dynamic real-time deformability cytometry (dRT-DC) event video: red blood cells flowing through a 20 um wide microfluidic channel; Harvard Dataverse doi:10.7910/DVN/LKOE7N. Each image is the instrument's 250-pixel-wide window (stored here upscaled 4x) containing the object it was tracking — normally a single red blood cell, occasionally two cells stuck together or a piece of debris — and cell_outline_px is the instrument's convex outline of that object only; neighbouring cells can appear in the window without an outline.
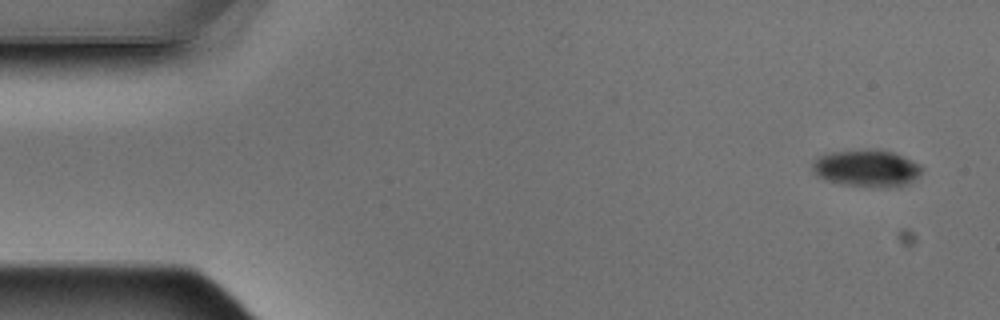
{"species": "Egyptian fruit bat (a non-hibernating species)", "species_latin": "Rousettus aegyptiacus", "temperature_condition": "warm", "stored_images_in_passage": 6, "camera_frame_rate_fps": 3000, "um_per_image_px": 0.085, "animal": {"sex": "male"}, "frame": {"image": 1, "passage_image": 1, "time_ms": 0.0, "image_size_px": [1000, 320], "cell_outline_px": [[924, 168], [920, 176], [904, 184], [888, 188], [884, 188], [840, 184], [828, 180], [820, 176], [812, 168], [812, 164], [820, 156], [828, 152], [868, 148], [892, 152], [912, 160], [920, 164]], "centroid_in_image_um": [73.71, 14.29], "position_along_channel_um": 11.3, "area_um2": 23.64}}
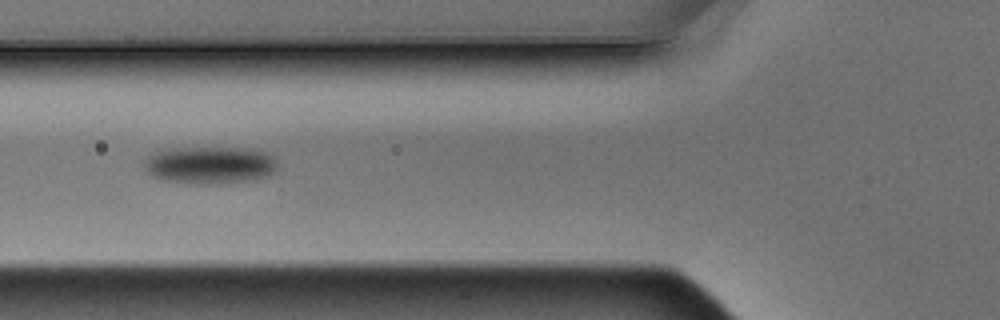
{"frame": {"image": 2, "passage_image": 5, "time_ms": 1.333, "image_size_px": [1000, 320], "cell_outline_px": [[280, 168], [276, 172], [268, 176], [256, 180], [220, 184], [192, 184], [164, 180], [152, 176], [144, 168], [144, 160], [148, 156], [156, 152], [168, 148], [252, 148], [272, 152], [276, 156]], "centroid_in_image_um": [17.96, 14.03], "position_along_channel_um": 107.8, "area_um2": 30.06}}
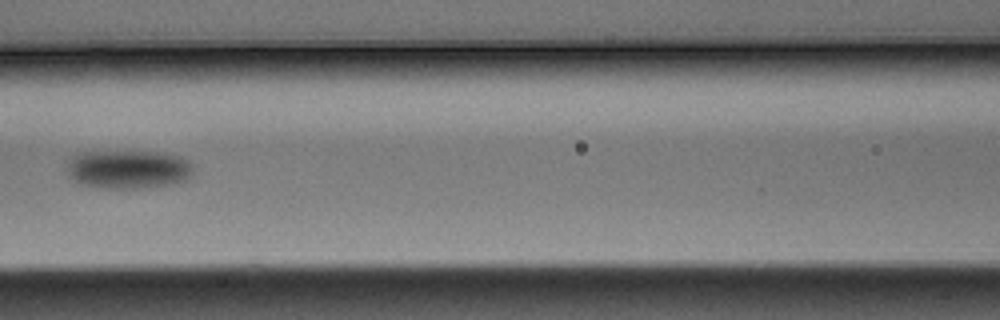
{"frame": {"image": 3, "passage_image": 6, "time_ms": 1.667, "image_size_px": [1000, 320], "cell_outline_px": [[192, 172], [188, 180], [172, 184], [140, 188], [108, 188], [84, 184], [72, 180], [68, 176], [64, 168], [68, 160], [72, 156], [80, 152], [156, 152], [180, 156], [188, 160], [192, 164]], "centroid_in_image_um": [10.87, 14.39], "position_along_channel_um": 155.7, "area_um2": 28.55}}